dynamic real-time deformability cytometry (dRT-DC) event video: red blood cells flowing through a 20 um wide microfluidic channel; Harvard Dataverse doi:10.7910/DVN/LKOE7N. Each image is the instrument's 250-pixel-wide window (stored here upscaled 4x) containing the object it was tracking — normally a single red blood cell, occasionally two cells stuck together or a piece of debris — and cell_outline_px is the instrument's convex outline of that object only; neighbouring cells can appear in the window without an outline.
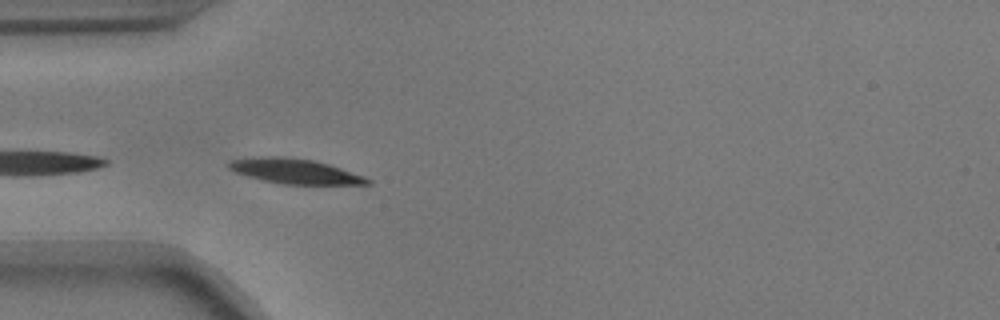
{"species": "common noctule bat (a hibernating species)", "species_latin": "Nyctalus noctula", "temperature_condition": "warm", "stored_images_in_passage": 6, "camera_frame_rate_fps": 3000, "um_per_image_px": 0.085, "animal": {"sex": "male", "body_mass_g": 17.9}, "frame": {"image": 1, "passage_image": 3, "time_ms": 0.667, "image_size_px": [1000, 320], "cell_outline_px": [[372, 184], [280, 184], [248, 176], [236, 172], [228, 168], [228, 164], [232, 160], [268, 156], [280, 156], [312, 160], [328, 164], [364, 176], [372, 180]], "centroid_in_image_um": [25.1, 14.56], "position_along_channel_um": 59.9, "area_um2": 19.77}}